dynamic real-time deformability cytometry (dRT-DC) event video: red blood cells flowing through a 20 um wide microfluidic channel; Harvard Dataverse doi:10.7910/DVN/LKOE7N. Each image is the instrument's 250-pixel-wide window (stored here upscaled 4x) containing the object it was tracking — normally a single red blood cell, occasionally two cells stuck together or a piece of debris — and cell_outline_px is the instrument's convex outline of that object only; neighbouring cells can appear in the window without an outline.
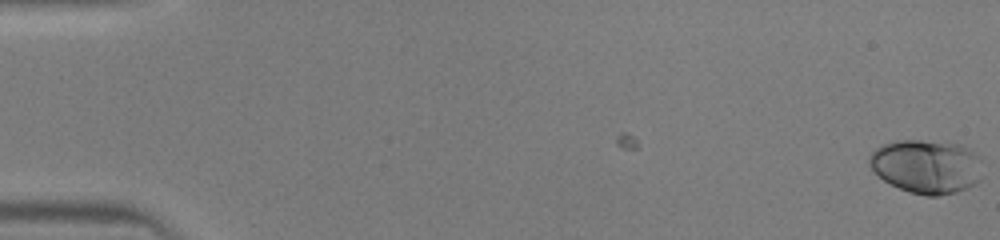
{"species": "human", "species_latin": "Homo sapiens", "temperature_condition": "warm", "stored_images_in_passage": 47, "camera_frame_rate_fps": 3000, "um_per_image_px": 0.085, "donor": {"sex": "male"}, "frame": {"image": 1, "passage_image": 1, "time_ms": 0.0, "image_size_px": [1000, 240], "cell_outline_px": [[980, 180], [976, 184], [968, 188], [956, 192], [936, 196], [924, 196], [908, 192], [884, 180], [868, 164], [868, 160], [872, 152], [876, 148], [884, 144], [896, 140], [920, 140], [960, 144], [968, 148], [980, 156]], "centroid_in_image_um": [78.77, 14.15], "position_along_channel_um": 6.2, "area_um2": 35.55}}
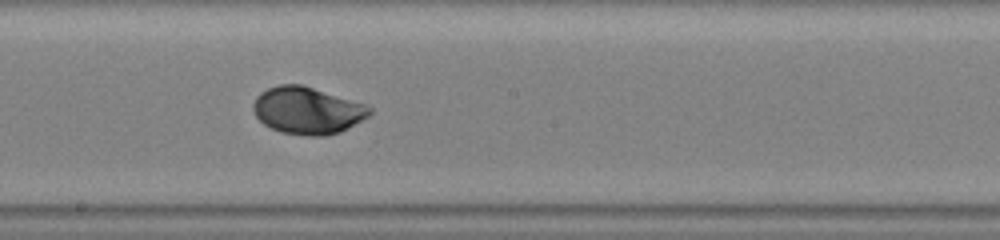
{"frame": {"image": 2, "passage_image": 27, "time_ms": 8.667, "image_size_px": [1000, 240], "cell_outline_px": [[372, 112], [368, 116], [348, 128], [340, 132], [324, 136], [308, 136], [280, 132], [264, 124], [256, 116], [252, 108], [252, 104], [256, 96], [260, 92], [268, 88], [280, 84], [304, 84], [364, 104], [372, 108]], "centroid_in_image_um": [26.1, 9.38], "position_along_channel_um": 222.1, "area_um2": 32.02}}
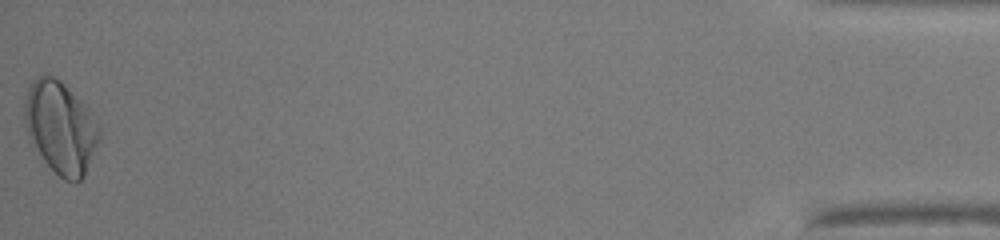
{"frame": {"image": 3, "passage_image": 47, "time_ms": 15.333, "image_size_px": [1000, 240], "cell_outline_px": [[100, 136], [84, 176], [76, 184], [64, 180], [44, 160], [28, 140], [24, 120], [24, 100], [28, 88], [32, 80], [36, 76], [44, 72], [60, 80], [100, 116]], "centroid_in_image_um": [5.16, 10.78], "position_along_channel_um": 430.0, "area_um2": 41.1}}